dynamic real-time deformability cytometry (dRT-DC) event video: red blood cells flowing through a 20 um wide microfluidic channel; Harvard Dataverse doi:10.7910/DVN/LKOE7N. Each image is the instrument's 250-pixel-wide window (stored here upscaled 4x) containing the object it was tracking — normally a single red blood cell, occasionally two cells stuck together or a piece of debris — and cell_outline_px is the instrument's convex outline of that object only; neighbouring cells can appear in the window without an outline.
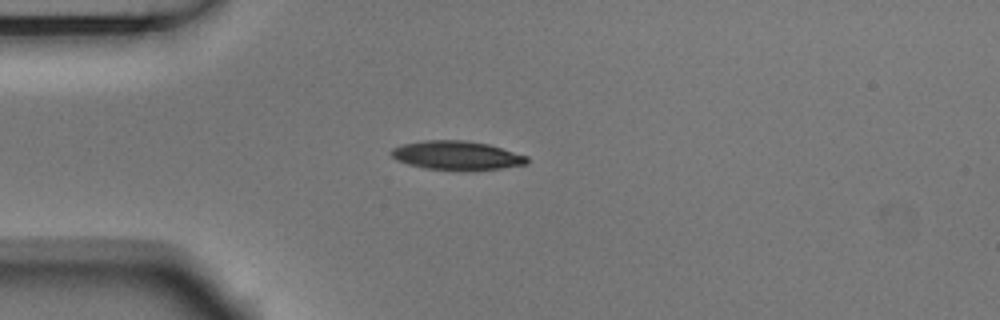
{"species": "Egyptian fruit bat (a non-hibernating species)", "species_latin": "Rousettus aegyptiacus", "temperature_condition": "room temperature", "stored_images_in_passage": 3, "camera_frame_rate_fps": 3000, "um_per_image_px": 0.085, "animal": {"sex": "male"}, "frame": {"image": 1, "passage_image": 3, "time_ms": 0.667, "image_size_px": [1000, 320], "cell_outline_px": [[528, 164], [500, 168], [424, 168], [408, 164], [396, 160], [388, 152], [392, 148], [400, 144], [424, 140], [464, 140], [488, 144], [528, 156]], "centroid_in_image_um": [38.76, 13.17], "position_along_channel_um": 46.2, "area_um2": 22.25}}